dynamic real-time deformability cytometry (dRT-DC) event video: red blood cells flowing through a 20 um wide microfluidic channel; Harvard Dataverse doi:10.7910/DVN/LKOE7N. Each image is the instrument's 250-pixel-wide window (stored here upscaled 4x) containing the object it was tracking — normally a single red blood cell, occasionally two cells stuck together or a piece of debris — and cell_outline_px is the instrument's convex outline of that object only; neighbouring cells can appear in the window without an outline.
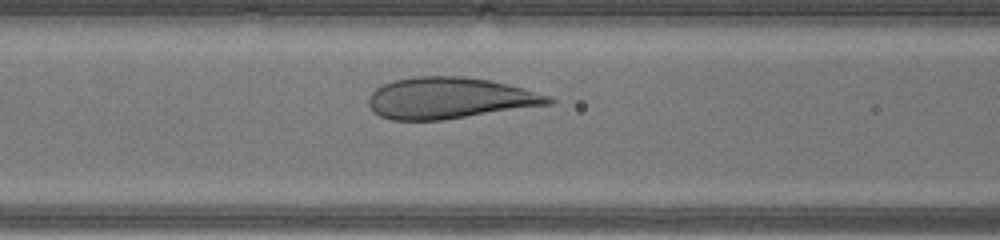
{"species": "human", "species_latin": "Homo sapiens", "temperature_condition": "warm", "stored_images_in_passage": 27, "camera_frame_rate_fps": 3000, "um_per_image_px": 0.085, "donor": {"sex": "male"}, "frame": {"image": 1, "passage_image": 9, "time_ms": 2.667, "image_size_px": [1000, 240], "cell_outline_px": [[556, 100], [552, 104], [440, 120], [392, 120], [380, 116], [368, 104], [368, 96], [376, 88], [384, 84], [396, 80], [412, 76], [460, 76], [492, 80], [552, 96]], "centroid_in_image_um": [38.23, 8.33], "position_along_channel_um": 128.4, "area_um2": 43.18}}
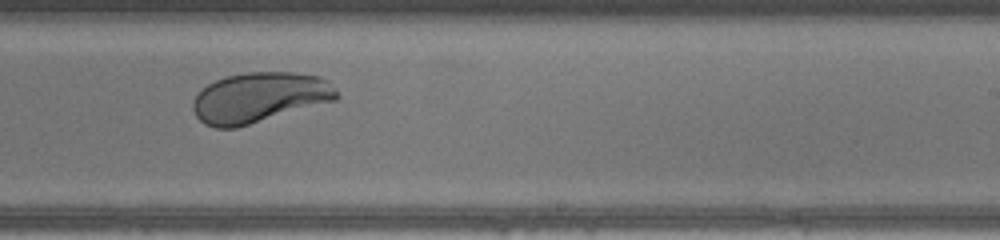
{"frame": {"image": 2, "passage_image": 18, "time_ms": 5.667, "image_size_px": [1000, 240], "cell_outline_px": [[340, 96], [336, 100], [236, 128], [216, 128], [204, 124], [196, 116], [192, 108], [192, 104], [196, 96], [208, 84], [216, 80], [228, 76], [248, 72], [292, 72], [320, 76], [328, 80], [336, 88]], "centroid_in_image_um": [22.08, 8.29], "position_along_channel_um": 266.9, "area_um2": 42.02}}
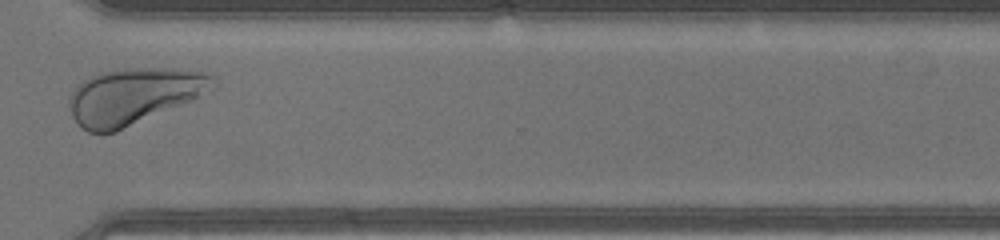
{"frame": {"image": 3, "passage_image": 24, "time_ms": 7.667, "image_size_px": [1000, 240], "cell_outline_px": [[216, 84], [192, 100], [116, 132], [88, 132], [72, 116], [68, 104], [68, 96], [88, 76], [100, 72], [124, 68], [172, 68], [204, 72], [212, 76]], "centroid_in_image_um": [11.32, 8.15], "position_along_channel_um": 359.3, "area_um2": 46.53}}